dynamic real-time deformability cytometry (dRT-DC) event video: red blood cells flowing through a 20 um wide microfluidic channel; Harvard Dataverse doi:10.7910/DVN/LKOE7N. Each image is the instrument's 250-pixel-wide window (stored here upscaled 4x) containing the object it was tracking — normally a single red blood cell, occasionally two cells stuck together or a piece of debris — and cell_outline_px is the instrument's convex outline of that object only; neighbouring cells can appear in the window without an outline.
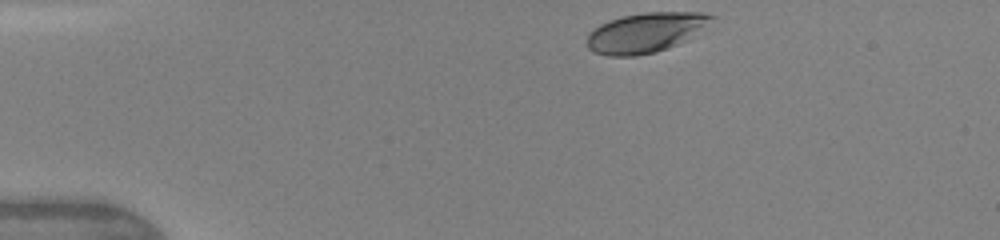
{"species": "human", "species_latin": "Homo sapiens", "temperature_condition": "warm", "stored_images_in_passage": 3, "camera_frame_rate_fps": 3000, "um_per_image_px": 0.085, "donor": {"sex": "female"}, "frame": {"image": 1, "passage_image": 1, "time_ms": 0.0, "image_size_px": [1000, 240], "cell_outline_px": [[716, 16], [684, 40], [668, 48], [656, 52], [636, 56], [608, 56], [596, 52], [588, 48], [588, 32], [600, 24], [608, 20], [624, 16], [644, 12], [700, 12]], "centroid_in_image_um": [54.8, 2.77], "position_along_channel_um": 30.2, "area_um2": 28.32}}